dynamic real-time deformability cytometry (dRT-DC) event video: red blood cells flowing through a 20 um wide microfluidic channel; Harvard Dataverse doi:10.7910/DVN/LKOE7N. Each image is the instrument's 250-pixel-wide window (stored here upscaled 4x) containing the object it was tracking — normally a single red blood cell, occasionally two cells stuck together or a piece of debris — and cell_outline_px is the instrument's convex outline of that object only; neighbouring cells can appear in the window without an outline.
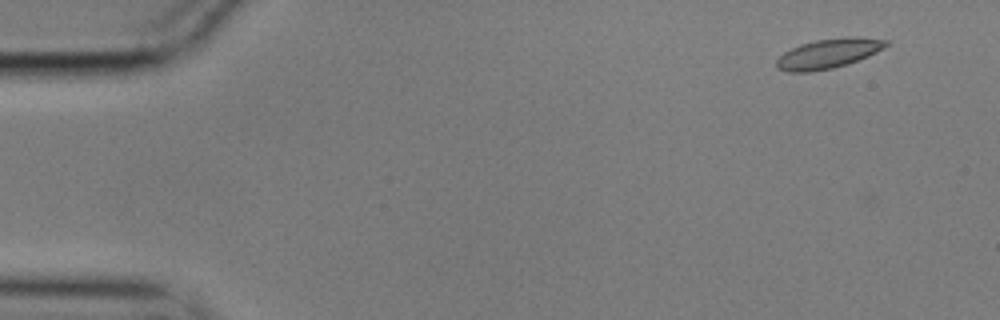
{"species": "common noctule bat (a hibernating species)", "species_latin": "Nyctalus noctula", "temperature_condition": "cold", "stored_images_in_passage": 52, "camera_frame_rate_fps": 3000, "um_per_image_px": 0.085, "animal": {"sex": "male", "body_mass_g": 17.9}, "frame": {"image": 1, "passage_image": 2, "time_ms": 0.333, "image_size_px": [1000, 320], "cell_outline_px": [[888, 44], [884, 48], [868, 56], [848, 64], [832, 68], [808, 72], [788, 72], [776, 68], [776, 60], [784, 52], [800, 44], [816, 40], [844, 36], [856, 36], [888, 40]], "centroid_in_image_um": [70.41, 4.54], "position_along_channel_um": 14.6, "area_um2": 19.02}}
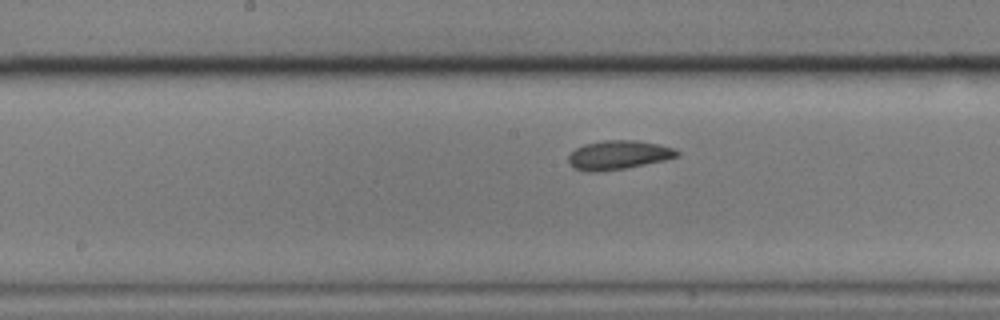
{"frame": {"image": 2, "passage_image": 27, "time_ms": 8.667, "image_size_px": [1000, 320], "cell_outline_px": [[680, 156], [664, 160], [624, 168], [596, 172], [588, 172], [572, 168], [568, 164], [568, 156], [576, 148], [584, 144], [604, 140], [636, 140], [660, 144], [676, 148], [680, 152]], "centroid_in_image_um": [52.57, 13.17], "position_along_channel_um": 195.6, "area_um2": 18.5}}
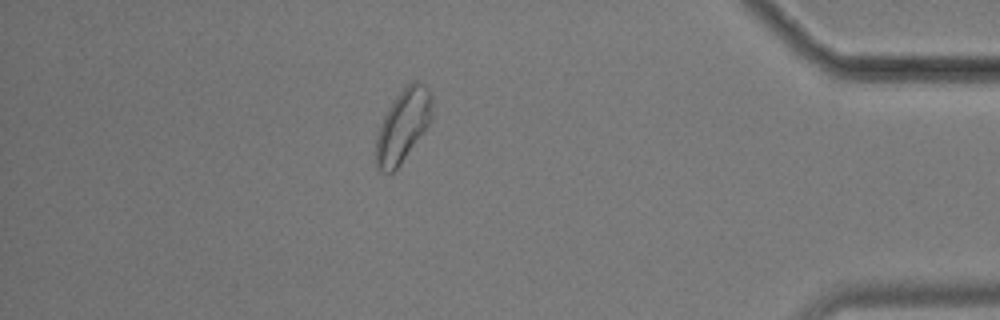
{"frame": {"image": 3, "passage_image": 48, "time_ms": 15.667, "image_size_px": [1000, 320], "cell_outline_px": [[432, 120], [424, 132], [400, 164], [392, 172], [380, 172], [376, 168], [376, 136], [380, 124], [388, 108], [396, 96], [412, 80], [416, 80], [424, 84], [432, 96]], "centroid_in_image_um": [34.25, 10.68], "position_along_channel_um": 400.9, "area_um2": 23.7}}